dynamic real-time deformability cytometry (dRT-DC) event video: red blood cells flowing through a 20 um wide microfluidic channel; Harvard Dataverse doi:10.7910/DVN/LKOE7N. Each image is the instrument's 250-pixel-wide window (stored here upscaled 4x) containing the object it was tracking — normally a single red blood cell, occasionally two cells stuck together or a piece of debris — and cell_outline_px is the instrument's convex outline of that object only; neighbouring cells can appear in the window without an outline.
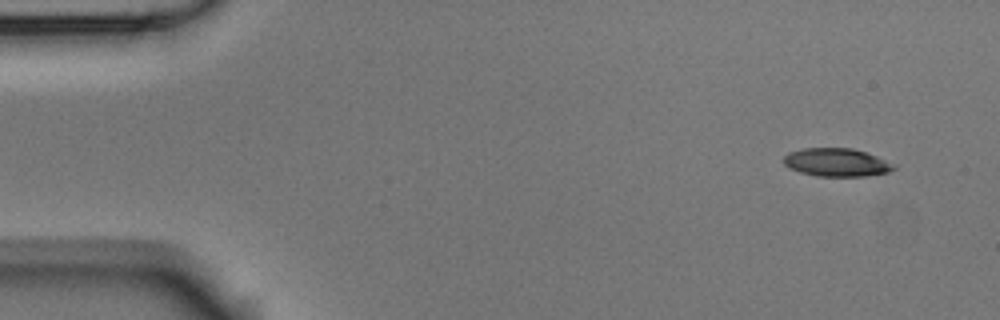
{"species": "Egyptian fruit bat (a non-hibernating species)", "species_latin": "Rousettus aegyptiacus", "temperature_condition": "room temperature", "stored_images_in_passage": 4, "camera_frame_rate_fps": 3000, "um_per_image_px": 0.085, "animal": {"sex": "male"}, "frame": {"image": 1, "passage_image": 1, "time_ms": 0.0, "image_size_px": [1000, 320], "cell_outline_px": [[896, 168], [888, 172], [864, 176], [816, 176], [800, 172], [788, 168], [784, 164], [784, 156], [788, 152], [804, 148], [852, 148], [876, 156], [896, 164]], "centroid_in_image_um": [71.09, 13.8], "position_along_channel_um": 13.9, "area_um2": 18.09}}
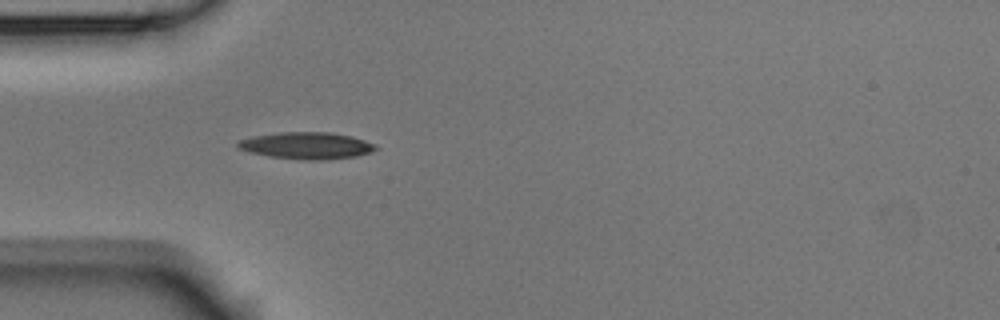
{"frame": {"image": 2, "passage_image": 4, "time_ms": 1.0, "image_size_px": [1000, 320], "cell_outline_px": [[380, 148], [372, 152], [356, 156], [328, 160], [308, 160], [268, 156], [248, 152], [240, 148], [236, 144], [236, 140], [252, 136], [276, 132], [332, 132], [352, 136], [376, 144]], "centroid_in_image_um": [26.07, 12.37], "position_along_channel_um": 58.9, "area_um2": 21.91}}